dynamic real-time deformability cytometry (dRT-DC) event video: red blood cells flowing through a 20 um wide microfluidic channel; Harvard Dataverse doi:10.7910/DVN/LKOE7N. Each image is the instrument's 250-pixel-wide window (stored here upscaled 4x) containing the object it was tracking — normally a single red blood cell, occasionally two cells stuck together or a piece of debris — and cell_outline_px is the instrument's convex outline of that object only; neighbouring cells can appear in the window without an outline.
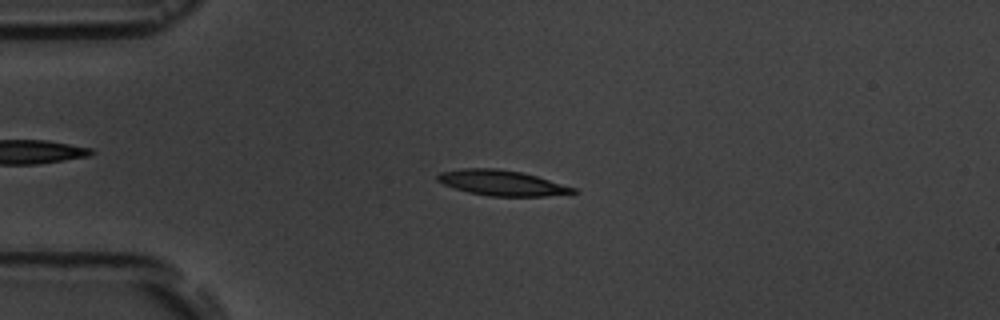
{"species": "common noctule bat (a hibernating species)", "species_latin": "Nyctalus noctula", "temperature_condition": "room temperature", "stored_images_in_passage": 15, "camera_frame_rate_fps": 3000, "um_per_image_px": 0.085, "animal": {"sex": "male", "body_mass_g": 19.5, "forearm_length_mm": 54.6}, "frame": {"image": 1, "passage_image": 3, "time_ms": 2.333, "image_size_px": [1000, 320], "cell_outline_px": [[580, 192], [544, 196], [488, 196], [468, 192], [444, 184], [436, 180], [436, 176], [440, 172], [464, 168], [496, 168], [520, 172], [536, 176], [576, 188]], "centroid_in_image_um": [42.65, 15.54], "position_along_channel_um": 42.4, "area_um2": 19.88}}
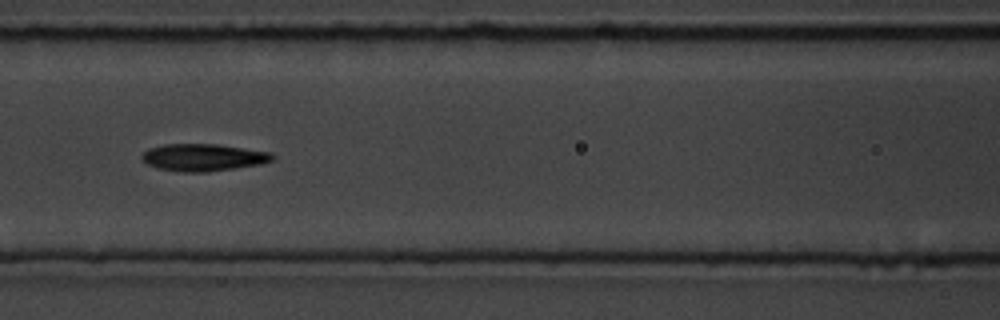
{"frame": {"image": 2, "passage_image": 6, "time_ms": 6.0, "image_size_px": [1000, 320], "cell_outline_px": [[276, 156], [272, 160], [260, 164], [236, 168], [208, 172], [184, 172], [160, 168], [148, 164], [140, 156], [148, 148], [164, 144], [216, 144], [272, 152]], "centroid_in_image_um": [17.31, 13.37], "position_along_channel_um": 149.3, "area_um2": 20.63}}
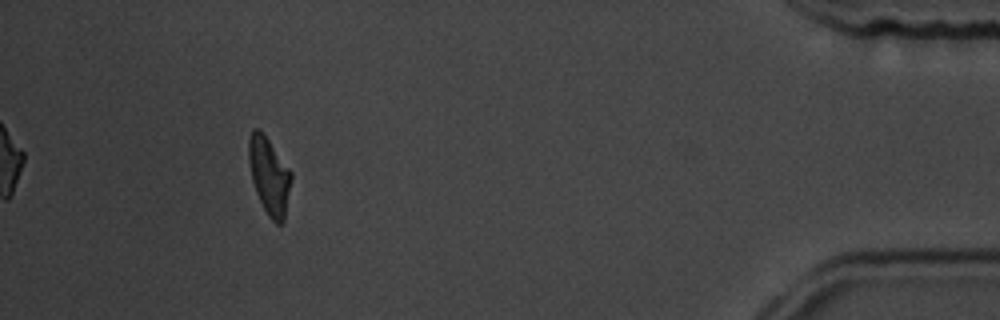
{"frame": {"image": 3, "passage_image": 14, "time_ms": 15.0, "image_size_px": [1000, 320], "cell_outline_px": [[292, 180], [284, 220], [280, 224], [276, 224], [268, 216], [256, 192], [252, 180], [248, 160], [248, 140], [252, 128], [260, 128], [292, 172]], "centroid_in_image_um": [22.88, 14.92], "position_along_channel_um": 412.3, "area_um2": 19.19}, "authors_computed_cell_mechanics": {"area_um2": 19.9988, "velocity_mm_per_s": 3.6122, "shape_relaxation_time_tau1_ms": 4.6006, "shape_relaxation_time_tau2_ms": 1.8665, "deformation_change_tau1": 0.1502, "deformation_change_tau2": 0.09}}